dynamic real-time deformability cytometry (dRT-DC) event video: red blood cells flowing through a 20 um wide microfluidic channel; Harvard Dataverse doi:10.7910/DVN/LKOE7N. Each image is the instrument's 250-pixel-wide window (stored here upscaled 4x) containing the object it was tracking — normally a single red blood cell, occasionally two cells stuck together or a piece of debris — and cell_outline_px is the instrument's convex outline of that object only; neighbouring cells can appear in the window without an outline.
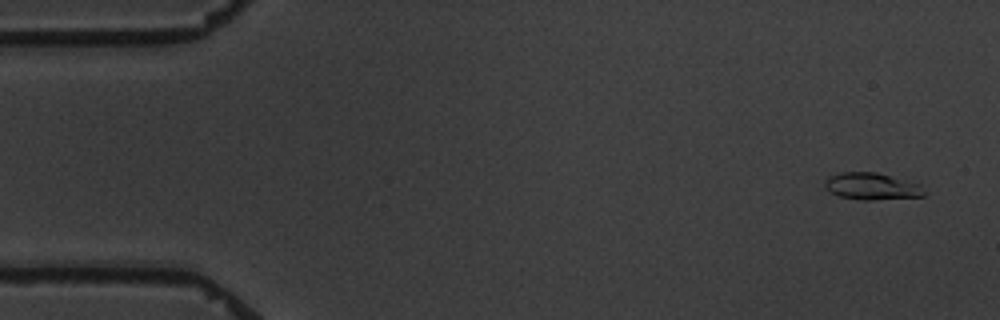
{"species": "common noctule bat (a hibernating species)", "species_latin": "Nyctalus noctula", "temperature_condition": "warm", "stored_images_in_passage": 4, "camera_frame_rate_fps": 3000, "um_per_image_px": 0.085, "animal": {"sex": "male", "body_mass_g": 19.5, "forearm_length_mm": 54.6}, "frame": {"image": 1, "passage_image": 1, "time_ms": 0.0, "image_size_px": [1000, 320], "cell_outline_px": [[924, 196], [872, 200], [860, 200], [840, 196], [824, 188], [824, 180], [828, 176], [840, 172], [876, 172], [920, 184], [924, 192]], "centroid_in_image_um": [74.06, 15.83], "position_along_channel_um": 10.9, "area_um2": 15.55}}
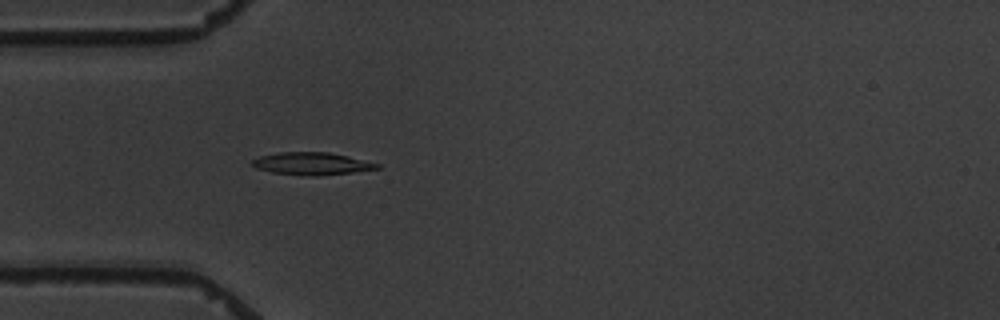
{"frame": {"image": 2, "passage_image": 4, "time_ms": 4.667, "image_size_px": [1000, 320], "cell_outline_px": [[380, 168], [352, 172], [312, 176], [272, 172], [256, 168], [252, 164], [252, 160], [260, 156], [280, 152], [328, 152], [348, 156], [380, 164]], "centroid_in_image_um": [26.49, 13.9], "position_along_channel_um": 58.5, "area_um2": 16.07}}